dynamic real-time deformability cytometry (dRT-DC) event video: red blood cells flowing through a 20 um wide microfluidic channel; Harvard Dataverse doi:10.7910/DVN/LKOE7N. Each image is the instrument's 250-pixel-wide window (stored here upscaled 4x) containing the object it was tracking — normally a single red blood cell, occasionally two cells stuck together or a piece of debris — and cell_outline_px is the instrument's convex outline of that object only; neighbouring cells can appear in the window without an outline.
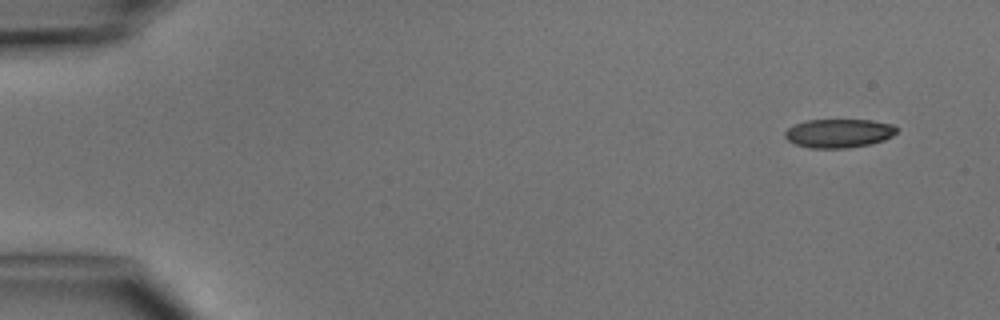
{"species": "common noctule bat (a hibernating species)", "species_latin": "Nyctalus noctula", "temperature_condition": "cold", "stored_images_in_passage": 4, "camera_frame_rate_fps": 3000, "um_per_image_px": 0.085, "animal": {"sex": "male", "body_mass_g": 15.6}, "frame": {"image": 1, "passage_image": 1, "time_ms": 0.0, "image_size_px": [1000, 320], "cell_outline_px": [[896, 132], [892, 136], [884, 140], [868, 144], [848, 148], [812, 148], [796, 144], [788, 140], [784, 136], [784, 132], [788, 128], [804, 120], [872, 120], [892, 124], [896, 128]], "centroid_in_image_um": [71.28, 11.32], "position_along_channel_um": 13.7, "area_um2": 18.61}}
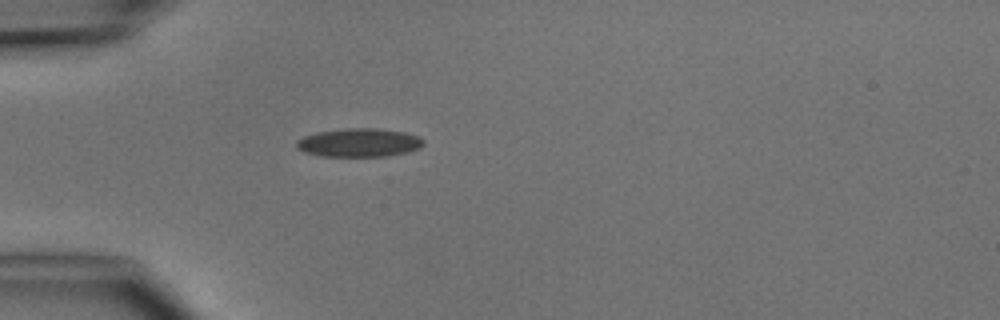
{"frame": {"image": 2, "passage_image": 4, "time_ms": 3.667, "image_size_px": [1000, 320], "cell_outline_px": [[424, 144], [420, 148], [408, 152], [384, 156], [320, 156], [304, 152], [296, 148], [296, 140], [304, 136], [316, 132], [344, 128], [376, 128], [404, 132], [420, 136], [424, 140]], "centroid_in_image_um": [30.52, 12.12], "position_along_channel_um": 54.5, "area_um2": 21.27}}